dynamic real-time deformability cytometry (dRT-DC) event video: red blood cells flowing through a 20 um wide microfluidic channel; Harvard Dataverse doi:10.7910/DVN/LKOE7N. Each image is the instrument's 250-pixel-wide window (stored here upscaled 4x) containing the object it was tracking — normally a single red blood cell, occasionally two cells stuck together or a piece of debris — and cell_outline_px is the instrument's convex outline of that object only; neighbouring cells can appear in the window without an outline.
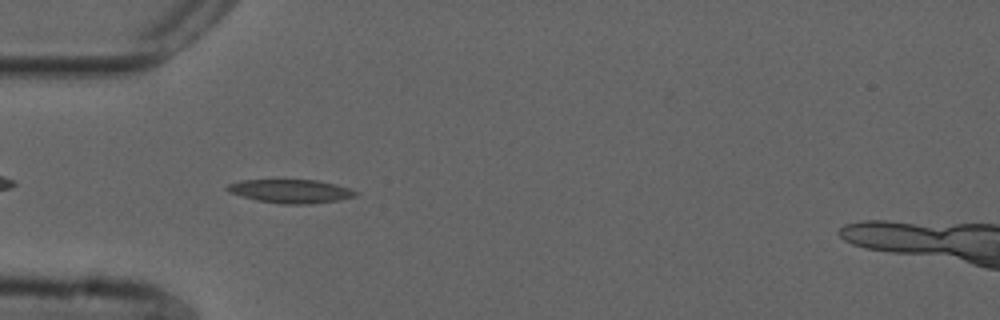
{"species": "common noctule bat (a hibernating species)", "species_latin": "Nyctalus noctula", "temperature_condition": "cold", "stored_images_in_passage": 41, "camera_frame_rate_fps": 3000, "um_per_image_px": 0.085, "animal": {"sex": "male", "forearm_length_mm": 52.5}, "frame": {"image": 1, "passage_image": 3, "time_ms": 0.667, "image_size_px": [1000, 320], "cell_outline_px": [[360, 192], [356, 196], [340, 200], [312, 204], [280, 204], [256, 200], [228, 192], [224, 188], [228, 184], [240, 180], [316, 180], [336, 184], [352, 188]], "centroid_in_image_um": [24.75, 16.25], "position_along_channel_um": 60.3, "area_um2": 17.92}}
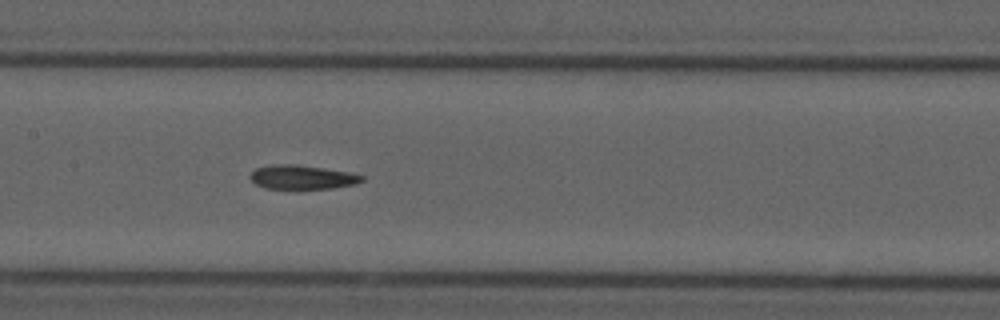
{"frame": {"image": 2, "passage_image": 13, "time_ms": 4.0, "image_size_px": [1000, 320], "cell_outline_px": [[364, 180], [356, 184], [332, 188], [296, 192], [264, 188], [256, 184], [248, 176], [256, 168], [272, 164], [296, 164], [324, 168], [348, 172], [364, 176]], "centroid_in_image_um": [25.65, 15.11], "position_along_channel_um": 181.8, "area_um2": 16.53}}
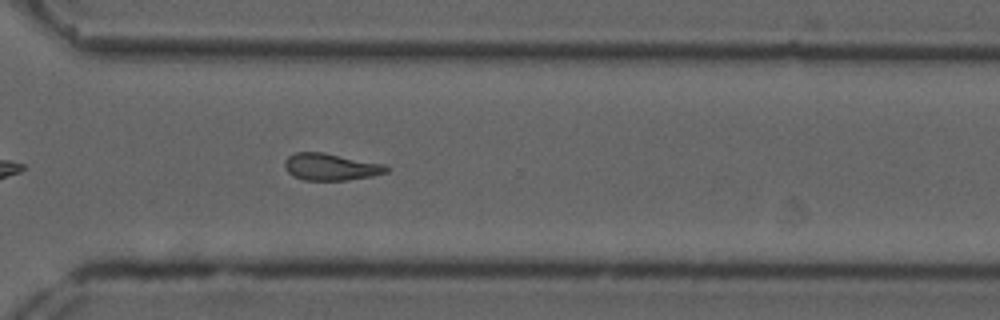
{"frame": {"image": 3, "passage_image": 26, "time_ms": 8.333, "image_size_px": [1000, 320], "cell_outline_px": [[392, 168], [388, 172], [372, 176], [344, 180], [304, 180], [292, 176], [284, 168], [284, 160], [288, 156], [296, 152], [324, 152], [384, 164]], "centroid_in_image_um": [28.11, 14.18], "position_along_channel_um": 342.5, "area_um2": 16.13}, "authors_computed_cell_mechanics": {"area_um2": 16.1262, "velocity_mm_per_s": 3.7239, "shape_relaxation_time_tau1_ms": null, "shape_relaxation_time_tau2_ms": 6.4837, "deformation_change_tau1": null, "deformation_change_tau2": 0.1473}}